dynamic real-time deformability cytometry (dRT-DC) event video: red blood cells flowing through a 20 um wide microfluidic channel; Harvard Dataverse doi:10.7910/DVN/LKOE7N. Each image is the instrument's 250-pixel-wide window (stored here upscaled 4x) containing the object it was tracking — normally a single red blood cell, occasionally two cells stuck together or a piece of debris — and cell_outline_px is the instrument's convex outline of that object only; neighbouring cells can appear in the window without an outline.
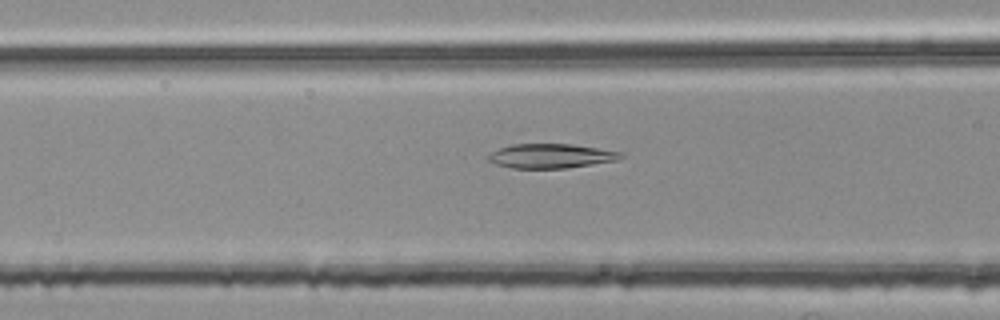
{"species": "common noctule bat (a hibernating species)", "species_latin": "Nyctalus noctula", "temperature_condition": "room temperature", "stored_images_in_passage": 55, "segment_of_instrument_passage": [2, 2], "camera_frame_rate_fps": 3000, "um_per_image_px": 0.085, "animal": {"sex": "female", "body_mass_g": 25.1}, "frame": {"image": 1, "passage_image": 22, "time_ms": 7.0, "image_size_px": [1000, 320], "cell_outline_px": [[624, 156], [616, 160], [592, 164], [564, 168], [512, 168], [496, 164], [488, 160], [488, 156], [492, 152], [500, 148], [512, 144], [572, 144], [624, 152]], "centroid_in_image_um": [46.84, 13.25], "position_along_channel_um": 119.8, "area_um2": 18.67}}
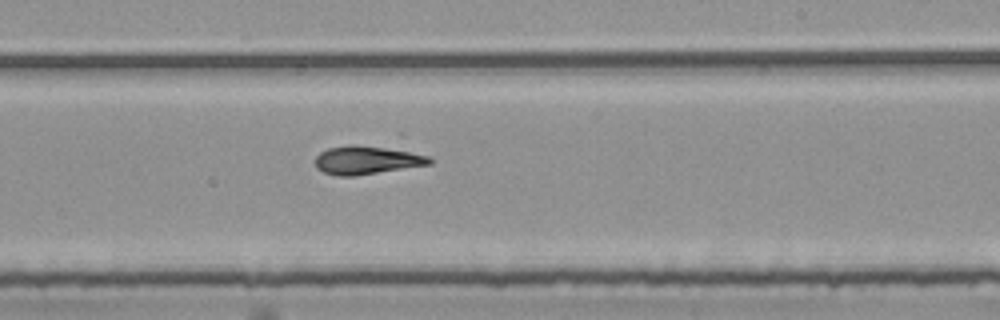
{"frame": {"image": 2, "passage_image": 33, "time_ms": 10.667, "image_size_px": [1000, 320], "cell_outline_px": [[432, 164], [352, 176], [340, 176], [324, 172], [316, 168], [316, 156], [320, 152], [328, 148], [348, 144], [356, 144], [400, 148], [428, 156], [432, 160]], "centroid_in_image_um": [31.2, 13.57], "position_along_channel_um": 257.8, "area_um2": 19.19}}
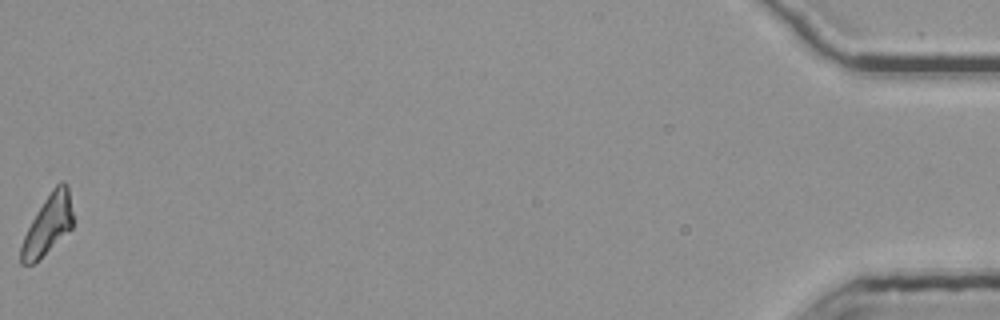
{"frame": {"image": 3, "passage_image": 55, "time_ms": 18.0, "image_size_px": [1000, 320], "cell_outline_px": [[72, 228], [32, 264], [20, 264], [20, 248], [24, 236], [36, 212], [52, 188], [60, 180], [64, 180], [68, 184], [72, 212]], "centroid_in_image_um": [4.07, 19.05], "position_along_channel_um": 431.1, "area_um2": 17.63}}